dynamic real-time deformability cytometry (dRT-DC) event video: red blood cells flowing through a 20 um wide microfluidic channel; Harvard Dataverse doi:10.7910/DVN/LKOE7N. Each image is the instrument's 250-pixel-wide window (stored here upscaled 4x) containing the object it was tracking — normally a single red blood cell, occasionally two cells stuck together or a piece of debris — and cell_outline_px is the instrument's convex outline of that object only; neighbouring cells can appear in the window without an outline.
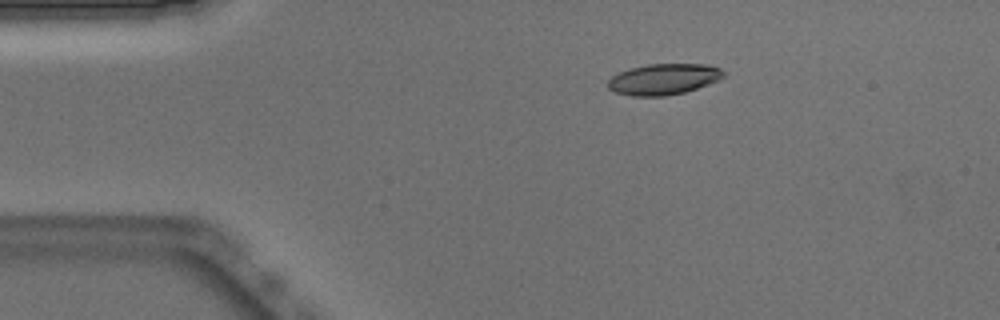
{"species": "Egyptian fruit bat (a non-hibernating species)", "species_latin": "Rousettus aegyptiacus", "temperature_condition": "warm", "stored_images_in_passage": 43, "camera_frame_rate_fps": 3000, "um_per_image_px": 0.085, "animal": {"sex": "male"}, "frame": {"image": 1, "passage_image": 1, "time_ms": 0.0, "image_size_px": [1000, 320], "cell_outline_px": [[724, 76], [720, 80], [684, 92], [664, 96], [632, 96], [616, 92], [608, 88], [608, 80], [612, 76], [628, 68], [648, 64], [708, 64], [720, 68], [724, 72]], "centroid_in_image_um": [56.41, 6.72], "position_along_channel_um": 28.6, "area_um2": 20.87}}
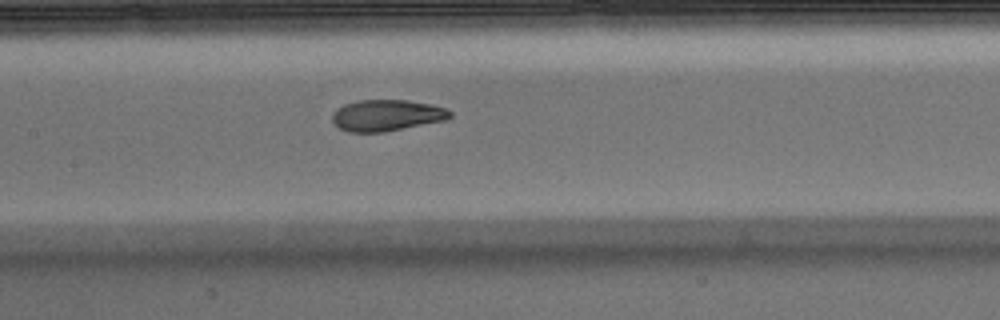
{"frame": {"image": 2, "passage_image": 16, "time_ms": 5.0, "image_size_px": [1000, 320], "cell_outline_px": [[452, 116], [444, 120], [384, 132], [348, 132], [340, 128], [332, 120], [332, 112], [344, 104], [360, 100], [408, 100], [432, 104], [444, 108], [452, 112]], "centroid_in_image_um": [32.86, 9.8], "position_along_channel_um": 174.5, "area_um2": 21.39}}
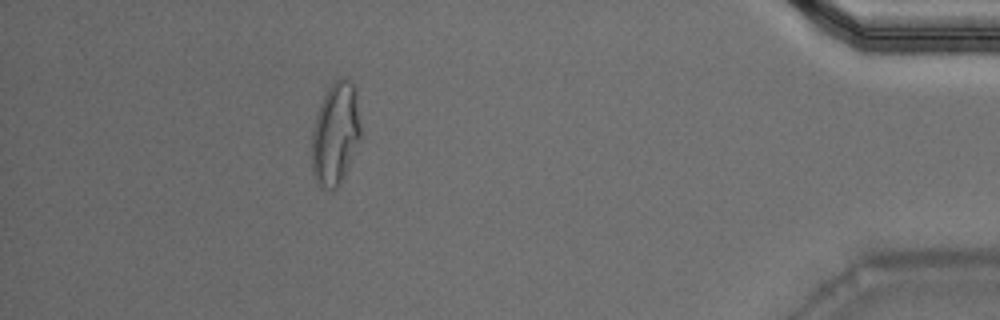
{"frame": {"image": 3, "passage_image": 38, "time_ms": 12.333, "image_size_px": [1000, 320], "cell_outline_px": [[360, 136], [348, 164], [336, 188], [332, 192], [324, 188], [316, 180], [312, 172], [312, 128], [320, 104], [328, 88], [340, 76], [344, 76], [356, 88], [360, 124]], "centroid_in_image_um": [28.49, 11.32], "position_along_channel_um": 406.7, "area_um2": 28.73}, "authors_computed_cell_mechanics": {"area_um2": 22.1374, "velocity_mm_per_s": 3.8998, "shape_relaxation_time_tau1_ms": 7.0442, "shape_relaxation_time_tau2_ms": 1.4504, "deformation_change_tau1": 0.2401, "deformation_change_tau2": 0.0728}}